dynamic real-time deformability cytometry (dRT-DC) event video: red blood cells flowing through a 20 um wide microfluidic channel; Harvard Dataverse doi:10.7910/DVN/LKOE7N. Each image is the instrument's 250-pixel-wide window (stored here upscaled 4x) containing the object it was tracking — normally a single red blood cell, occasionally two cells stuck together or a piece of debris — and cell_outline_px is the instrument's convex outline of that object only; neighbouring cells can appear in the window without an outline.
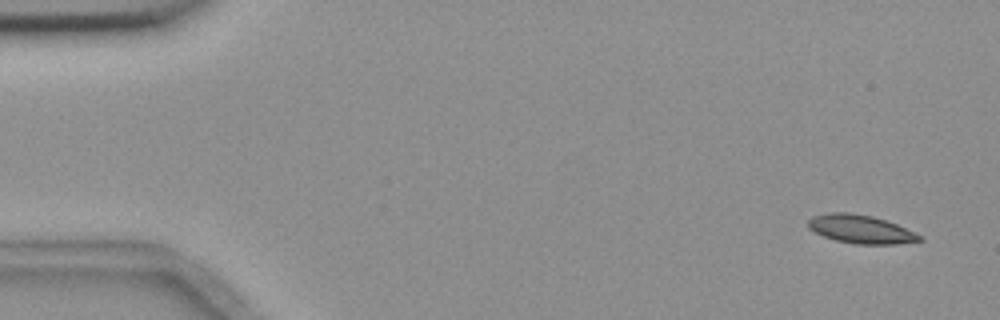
{"species": "common noctule bat (a hibernating species)", "species_latin": "Nyctalus noctula", "temperature_condition": "room temperature", "stored_images_in_passage": 6, "camera_frame_rate_fps": 3000, "um_per_image_px": 0.085, "animal": {"sex": "female", "body_mass_g": 18.4}, "frame": {"image": 1, "passage_image": 1, "time_ms": 0.0, "image_size_px": [1000, 320], "cell_outline_px": [[924, 240], [896, 244], [856, 244], [836, 240], [824, 236], [808, 228], [808, 220], [812, 216], [828, 212], [852, 212], [872, 216], [896, 224], [924, 236]], "centroid_in_image_um": [73.17, 19.47], "position_along_channel_um": 11.8, "area_um2": 18.5}}
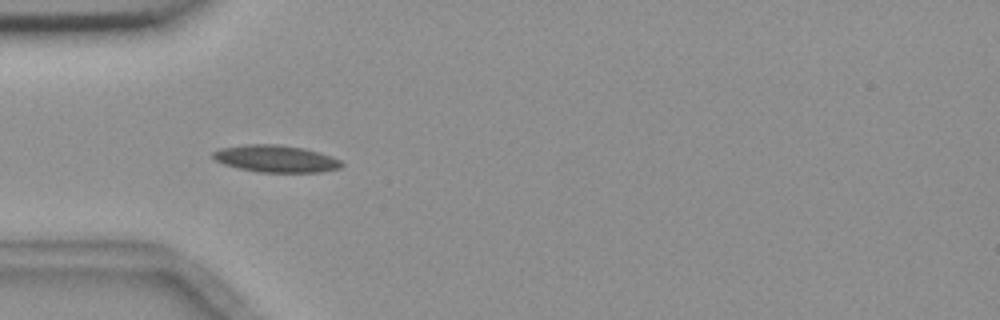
{"frame": {"image": 2, "passage_image": 5, "time_ms": 4.667, "image_size_px": [1000, 320], "cell_outline_px": [[344, 164], [340, 168], [320, 172], [256, 172], [224, 164], [216, 160], [212, 156], [212, 152], [220, 148], [244, 144], [280, 144], [304, 148], [320, 152], [332, 156], [340, 160]], "centroid_in_image_um": [23.46, 13.48], "position_along_channel_um": 61.5, "area_um2": 20.4}}